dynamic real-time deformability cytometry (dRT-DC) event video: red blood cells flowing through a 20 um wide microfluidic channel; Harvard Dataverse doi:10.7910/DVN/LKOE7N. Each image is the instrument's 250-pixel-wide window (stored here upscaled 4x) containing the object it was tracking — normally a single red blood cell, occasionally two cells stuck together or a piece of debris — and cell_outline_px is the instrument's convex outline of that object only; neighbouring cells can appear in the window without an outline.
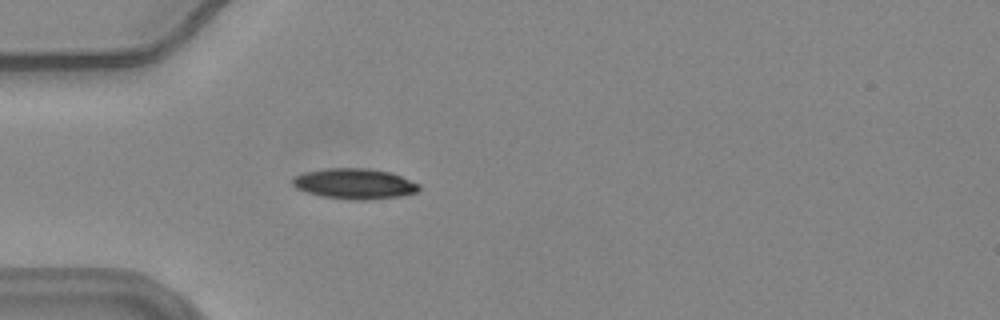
{"species": "common noctule bat (a hibernating species)", "species_latin": "Nyctalus noctula", "temperature_condition": "warm", "stored_images_in_passage": 50, "camera_frame_rate_fps": 3000, "um_per_image_px": 0.085, "animal": {"sex": "female", "body_mass_g": 24.6, "forearm_length_mm": 56.2}, "frame": {"image": 1, "passage_image": 11, "time_ms": 3.333, "image_size_px": [1000, 320], "cell_outline_px": [[420, 188], [416, 192], [400, 196], [368, 200], [356, 200], [324, 196], [308, 192], [296, 188], [292, 184], [292, 180], [296, 176], [304, 172], [328, 168], [368, 168], [392, 172], [420, 184]], "centroid_in_image_um": [30.17, 15.61], "position_along_channel_um": 54.8, "area_um2": 22.37}}
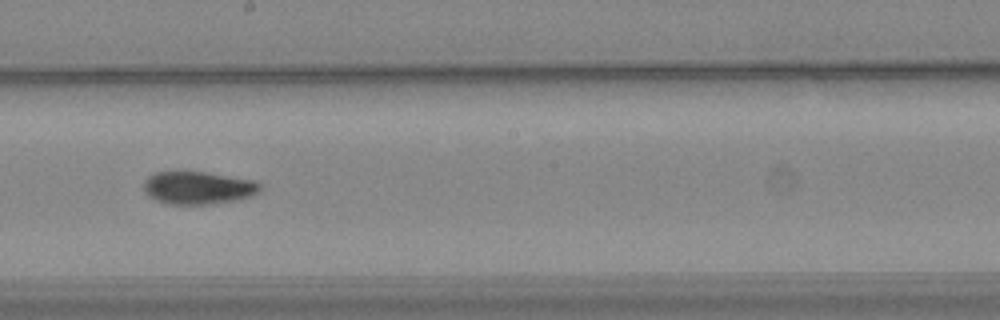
{"frame": {"image": 2, "passage_image": 26, "time_ms": 8.333, "image_size_px": [1000, 320], "cell_outline_px": [[264, 188], [260, 192], [240, 200], [216, 204], [164, 204], [148, 196], [144, 192], [144, 180], [148, 176], [156, 172], [204, 172], [256, 180]], "centroid_in_image_um": [16.88, 15.98], "position_along_channel_um": 231.3, "area_um2": 22.6}}
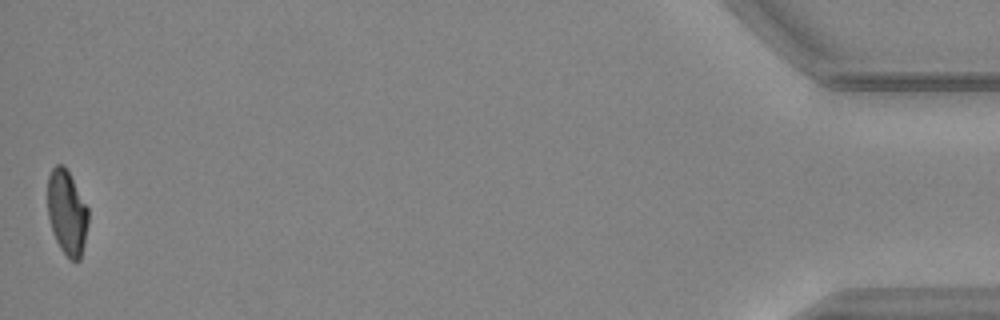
{"frame": {"image": 3, "passage_image": 50, "time_ms": 16.333, "image_size_px": [1000, 320], "cell_outline_px": [[88, 224], [84, 244], [80, 260], [68, 260], [60, 248], [52, 232], [48, 216], [48, 176], [52, 168], [56, 164], [64, 164], [88, 208]], "centroid_in_image_um": [5.68, 18.08], "position_along_channel_um": 429.5, "area_um2": 20.11}, "authors_computed_cell_mechanics": {"area_um2": 21.5305, "velocity_mm_per_s": 3.6786, "shape_relaxation_time_tau1_ms": 5.105, "shape_relaxation_time_tau2_ms": 7.2513, "deformation_change_tau1": 0.1692, "deformation_change_tau2": 0.1114}}